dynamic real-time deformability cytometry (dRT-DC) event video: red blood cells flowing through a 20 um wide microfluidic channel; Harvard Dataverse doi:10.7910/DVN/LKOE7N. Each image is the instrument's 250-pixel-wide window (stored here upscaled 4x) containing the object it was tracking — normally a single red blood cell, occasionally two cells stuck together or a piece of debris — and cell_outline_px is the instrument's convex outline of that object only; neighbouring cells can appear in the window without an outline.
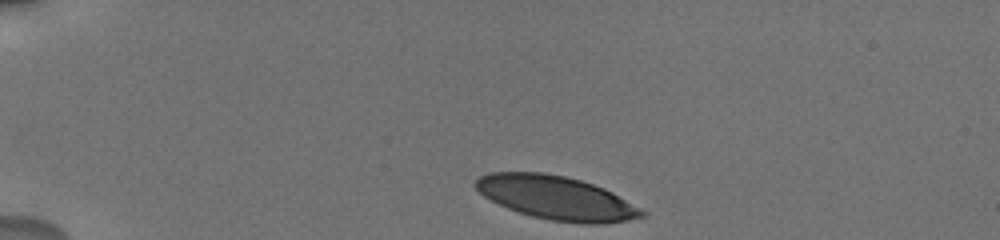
{"species": "human", "species_latin": "Homo sapiens", "temperature_condition": "cold", "stored_images_in_passage": 8, "camera_frame_rate_fps": 3000, "um_per_image_px": 0.085, "donor": {"sex": "male"}, "frame": {"image": 1, "passage_image": 1, "time_ms": 0.0, "image_size_px": [1000, 240], "cell_outline_px": [[648, 216], [628, 220], [600, 224], [580, 224], [552, 220], [532, 216], [508, 208], [484, 196], [472, 184], [480, 176], [488, 172], [544, 172], [564, 176], [580, 180], [604, 188], [612, 192], [648, 212]], "centroid_in_image_um": [47.32, 16.82], "position_along_channel_um": 37.7, "area_um2": 42.25}}
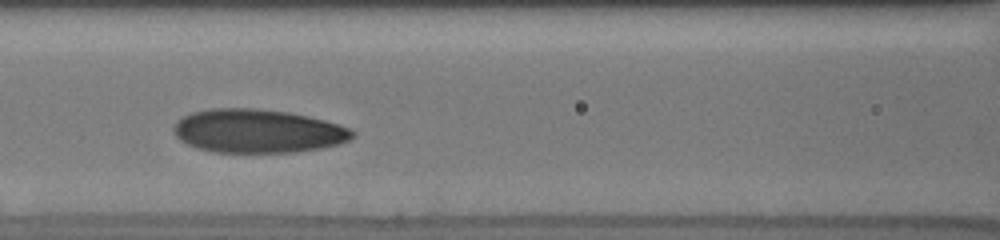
{"frame": {"image": 2, "passage_image": 6, "time_ms": 4.667, "image_size_px": [1000, 240], "cell_outline_px": [[356, 136], [340, 144], [320, 148], [296, 152], [216, 152], [196, 148], [180, 140], [176, 136], [172, 128], [184, 116], [192, 112], [212, 108], [256, 108], [288, 112], [308, 116], [324, 120], [352, 128], [356, 132]], "centroid_in_image_um": [21.95, 11.14], "position_along_channel_um": 144.7, "area_um2": 45.49}}
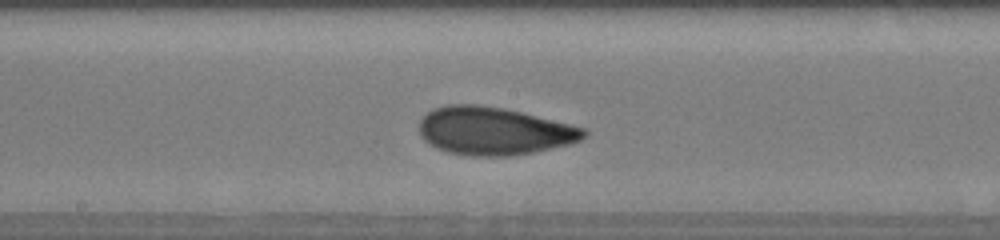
{"frame": {"image": 3, "passage_image": 8, "time_ms": 6.333, "image_size_px": [1000, 240], "cell_outline_px": [[588, 132], [580, 140], [572, 144], [532, 152], [508, 156], [472, 156], [448, 152], [436, 148], [428, 144], [420, 136], [420, 120], [428, 112], [436, 108], [448, 104], [476, 104], [504, 108], [584, 128]], "centroid_in_image_um": [41.95, 11.14], "position_along_channel_um": 206.3, "area_um2": 45.66}}